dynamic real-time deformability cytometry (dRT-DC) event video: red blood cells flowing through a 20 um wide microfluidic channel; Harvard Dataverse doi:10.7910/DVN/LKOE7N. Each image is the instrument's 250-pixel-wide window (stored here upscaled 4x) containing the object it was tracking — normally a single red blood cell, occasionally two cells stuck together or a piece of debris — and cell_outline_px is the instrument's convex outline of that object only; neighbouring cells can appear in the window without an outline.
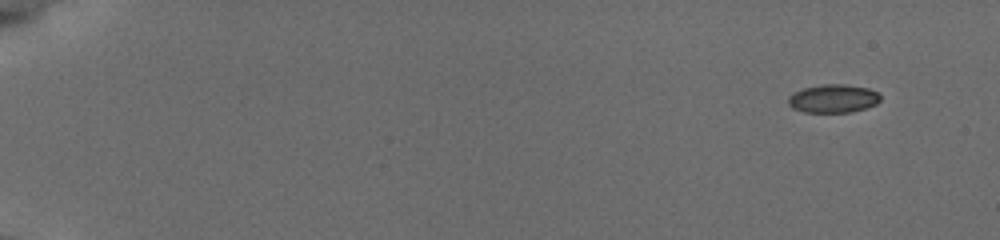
{"species": "common noctule bat (a hibernating species)", "species_latin": "Nyctalus noctula", "temperature_condition": "cold", "stored_images_in_passage": 53, "camera_frame_rate_fps": 3000, "um_per_image_px": 0.085, "animal": {"sex": "female", "body_mass_g": 19.5, "forearm_length_mm": 54.1}, "frame": {"image": 1, "passage_image": 1, "time_ms": 0.0, "image_size_px": [1000, 240], "cell_outline_px": [[880, 100], [876, 104], [852, 112], [804, 112], [792, 108], [788, 104], [788, 96], [792, 92], [804, 88], [824, 84], [844, 84], [868, 88], [876, 92], [880, 96]], "centroid_in_image_um": [70.79, 8.38], "position_along_channel_um": 14.2, "area_um2": 15.2}}
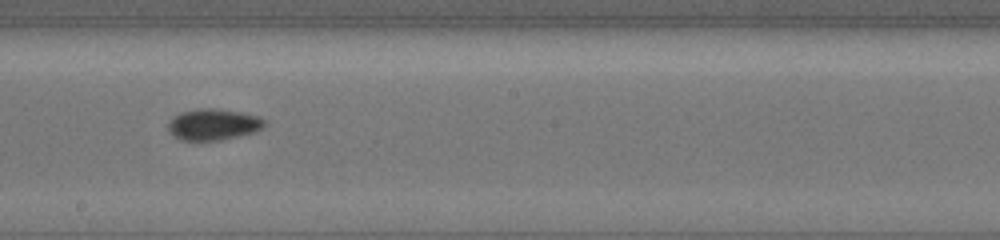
{"frame": {"image": 2, "passage_image": 31, "time_ms": 10.0, "image_size_px": [1000, 240], "cell_outline_px": [[264, 124], [260, 128], [252, 132], [220, 140], [180, 140], [168, 132], [168, 124], [180, 112], [196, 108], [212, 108], [240, 112], [260, 116], [264, 120]], "centroid_in_image_um": [18.09, 10.57], "position_along_channel_um": 230.1, "area_um2": 17.28}}
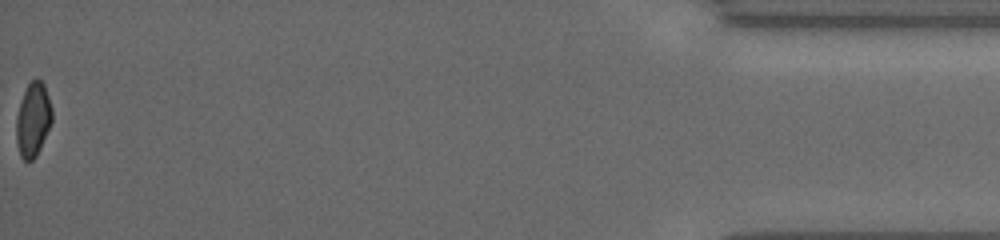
{"frame": {"image": 3, "passage_image": 53, "time_ms": 17.333, "image_size_px": [1000, 240], "cell_outline_px": [[52, 120], [40, 148], [36, 156], [32, 160], [24, 160], [20, 156], [16, 140], [16, 116], [24, 92], [28, 84], [36, 76], [44, 84], [52, 108]], "centroid_in_image_um": [2.8, 10.15], "position_along_channel_um": 432.4, "area_um2": 15.32}, "authors_computed_cell_mechanics": {"area_um2": 16.1262, "velocity_mm_per_s": 3.8465, "shape_relaxation_time_tau1_ms": null, "shape_relaxation_time_tau2_ms": 2.169, "deformation_change_tau1": null, "deformation_change_tau2": 0.049}}